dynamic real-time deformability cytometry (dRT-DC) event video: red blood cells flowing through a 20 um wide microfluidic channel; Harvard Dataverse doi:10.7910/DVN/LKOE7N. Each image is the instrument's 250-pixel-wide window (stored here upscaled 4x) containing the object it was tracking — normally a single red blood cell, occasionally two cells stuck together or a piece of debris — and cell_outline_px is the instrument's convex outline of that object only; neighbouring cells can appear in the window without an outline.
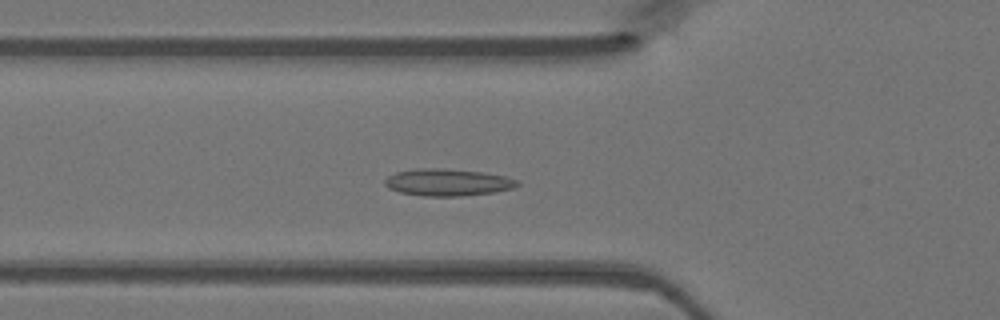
{"species": "Egyptian fruit bat (a non-hibernating species)", "species_latin": "Rousettus aegyptiacus", "temperature_condition": "warm", "stored_images_in_passage": 46, "camera_frame_rate_fps": 3000, "um_per_image_px": 0.085, "animal": {"sex": "female"}, "frame": {"image": 1, "passage_image": 15, "time_ms": 4.667, "image_size_px": [1000, 320], "cell_outline_px": [[520, 184], [512, 188], [496, 192], [460, 196], [424, 196], [400, 192], [388, 188], [384, 184], [384, 180], [388, 176], [396, 172], [416, 168], [444, 168], [484, 172], [504, 176], [516, 180]], "centroid_in_image_um": [38.03, 15.49], "position_along_channel_um": 87.8, "area_um2": 20.92}}
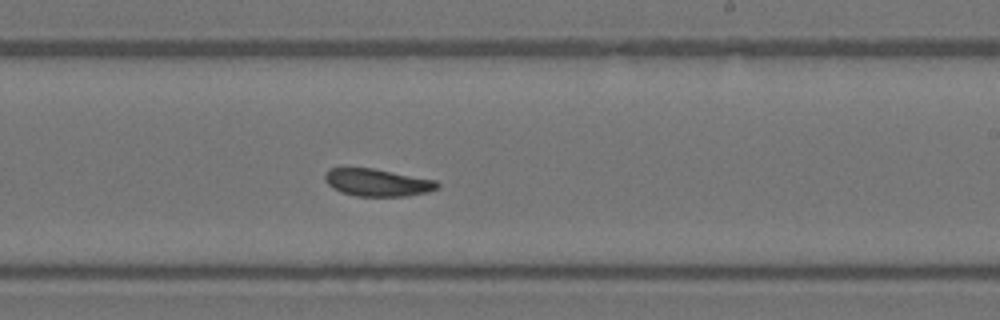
{"frame": {"image": 2, "passage_image": 27, "time_ms": 8.667, "image_size_px": [1000, 320], "cell_outline_px": [[440, 188], [428, 192], [404, 196], [356, 196], [340, 192], [332, 188], [324, 180], [324, 176], [328, 168], [372, 168], [436, 180], [440, 184]], "centroid_in_image_um": [32.07, 15.52], "position_along_channel_um": 256.9, "area_um2": 18.03}}
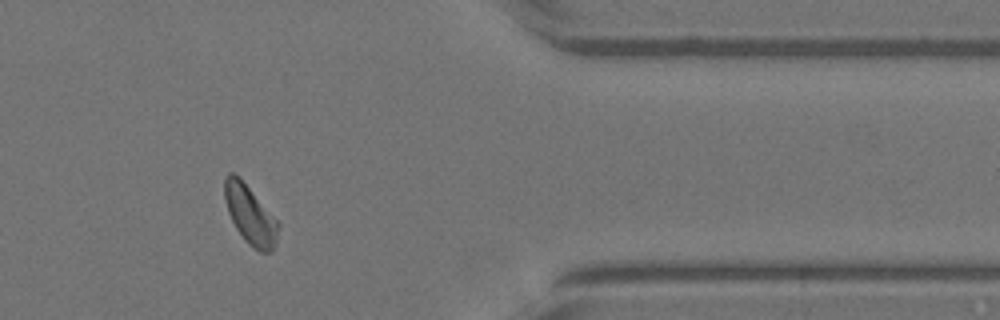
{"frame": {"image": 3, "passage_image": 38, "time_ms": 12.333, "image_size_px": [1000, 320], "cell_outline_px": [[280, 224], [276, 240], [272, 252], [260, 252], [252, 248], [244, 240], [236, 228], [228, 212], [224, 200], [224, 176], [228, 172], [232, 172], [240, 176]], "centroid_in_image_um": [21.24, 18.24], "position_along_channel_um": 390.2, "area_um2": 18.55}}